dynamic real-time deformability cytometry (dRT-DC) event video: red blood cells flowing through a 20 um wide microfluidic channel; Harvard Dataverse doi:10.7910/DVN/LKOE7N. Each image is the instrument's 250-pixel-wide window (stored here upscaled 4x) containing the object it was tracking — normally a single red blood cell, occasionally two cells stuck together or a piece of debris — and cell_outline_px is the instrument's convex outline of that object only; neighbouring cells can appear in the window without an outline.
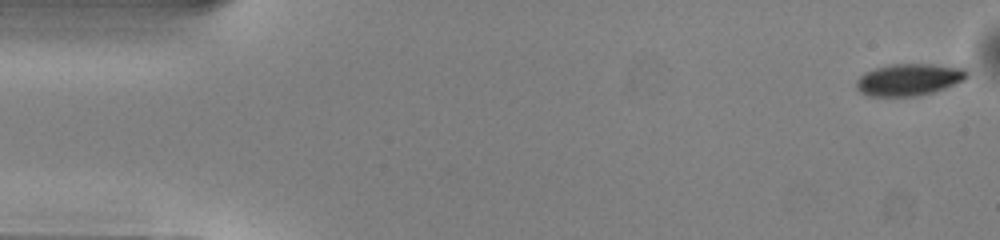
{"species": "common noctule bat (a hibernating species)", "species_latin": "Nyctalus noctula", "temperature_condition": "warm", "stored_images_in_passage": 44, "camera_frame_rate_fps": 3000, "um_per_image_px": 0.085, "animal": {"sex": "male", "body_mass_g": 13.0, "forearm_length_mm": 53.1}, "frame": {"image": 1, "passage_image": 1, "time_ms": 0.0, "image_size_px": [1000, 240], "cell_outline_px": [[968, 76], [964, 80], [956, 84], [920, 96], [868, 96], [860, 92], [856, 88], [856, 80], [864, 72], [876, 68], [892, 64], [932, 64], [968, 68]], "centroid_in_image_um": [77.28, 6.76], "position_along_channel_um": 7.7, "area_um2": 20.75}}
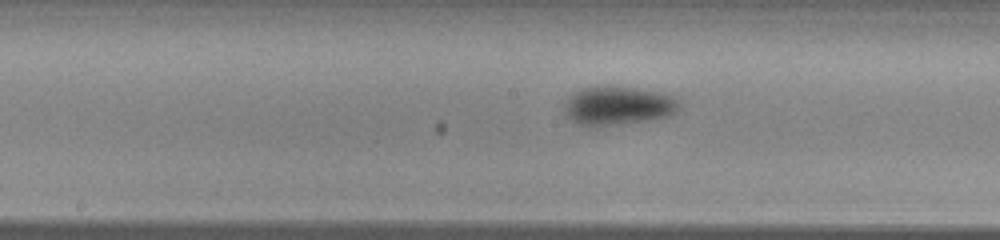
{"frame": {"image": 2, "passage_image": 25, "time_ms": 8.0, "image_size_px": [1000, 240], "cell_outline_px": [[680, 108], [676, 112], [668, 116], [644, 120], [612, 124], [580, 124], [572, 120], [564, 112], [564, 104], [568, 96], [580, 88], [600, 84], [608, 84], [636, 88], [660, 92], [676, 96], [680, 104]], "centroid_in_image_um": [52.53, 8.91], "position_along_channel_um": 195.7, "area_um2": 25.95}}
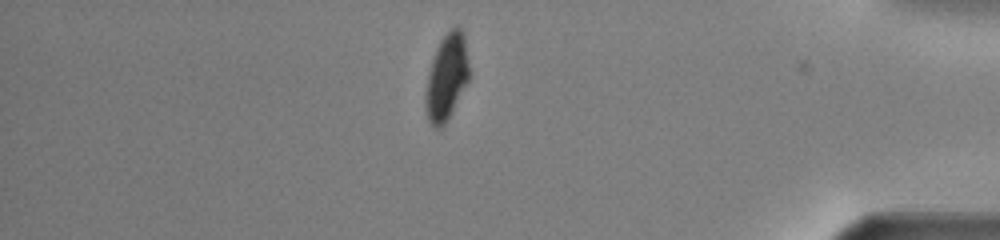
{"frame": {"image": 3, "passage_image": 43, "time_ms": 14.0, "image_size_px": [1000, 240], "cell_outline_px": [[468, 80], [444, 124], [440, 128], [432, 128], [428, 120], [424, 104], [424, 92], [428, 72], [436, 48], [440, 40], [456, 24], [460, 28], [464, 36], [468, 60]], "centroid_in_image_um": [37.92, 6.56], "position_along_channel_um": 397.3, "area_um2": 21.68}}